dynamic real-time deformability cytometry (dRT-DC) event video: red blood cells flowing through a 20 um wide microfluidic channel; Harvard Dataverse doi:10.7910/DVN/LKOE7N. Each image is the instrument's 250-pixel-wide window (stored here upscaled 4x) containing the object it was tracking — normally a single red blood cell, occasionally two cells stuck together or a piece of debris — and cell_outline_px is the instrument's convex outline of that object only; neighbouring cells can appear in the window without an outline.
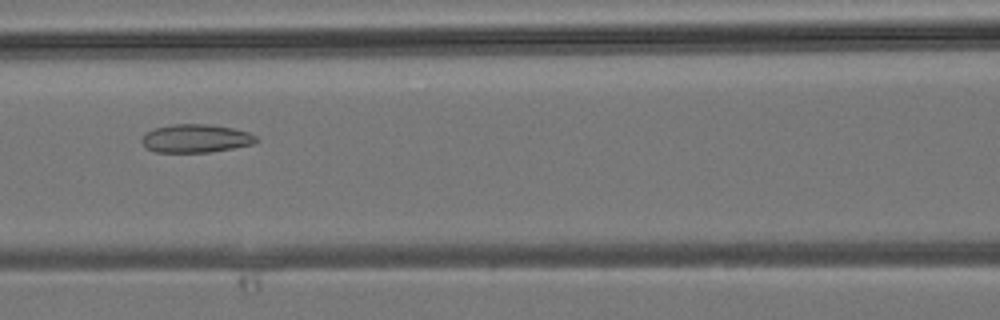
{"species": "common noctule bat (a hibernating species)", "species_latin": "Nyctalus noctula", "temperature_condition": "room temperature", "stored_images_in_passage": 33, "camera_frame_rate_fps": 3000, "um_per_image_px": 0.085, "animal": {"sex": "male", "body_mass_g": 19.2, "forearm_length_mm": 51.8}, "frame": {"image": 1, "passage_image": 12, "time_ms": 3.667, "image_size_px": [1000, 320], "cell_outline_px": [[260, 140], [252, 144], [232, 148], [208, 152], [156, 152], [148, 148], [140, 140], [148, 132], [156, 128], [172, 124], [208, 124], [232, 128], [248, 132], [256, 136]], "centroid_in_image_um": [16.67, 11.76], "position_along_channel_um": 149.9, "area_um2": 18.61}}
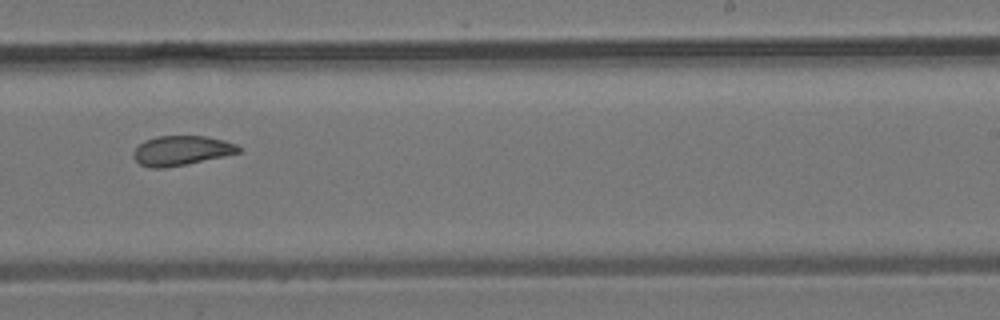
{"frame": {"image": 2, "passage_image": 19, "time_ms": 6.0, "image_size_px": [1000, 320], "cell_outline_px": [[240, 152], [224, 156], [188, 164], [164, 168], [152, 168], [140, 164], [132, 156], [132, 152], [144, 140], [156, 136], [208, 136], [224, 140], [236, 144], [240, 148]], "centroid_in_image_um": [15.41, 12.79], "position_along_channel_um": 273.6, "area_um2": 18.21}}
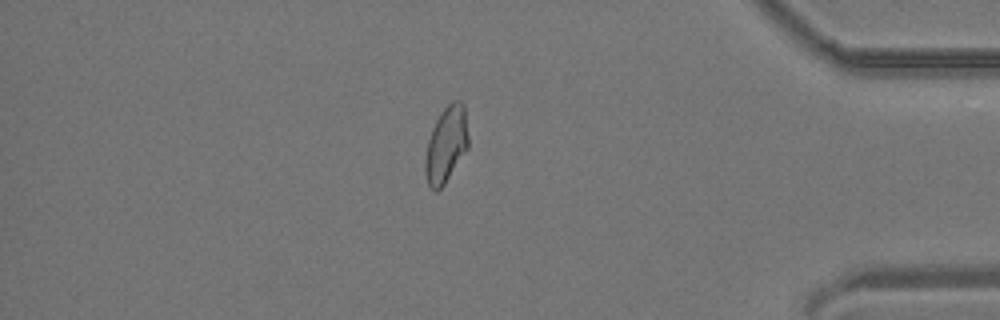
{"frame": {"image": 3, "passage_image": 28, "time_ms": 9.0, "image_size_px": [1000, 320], "cell_outline_px": [[468, 148], [444, 184], [436, 192], [428, 184], [424, 172], [424, 164], [428, 140], [432, 128], [440, 112], [452, 100], [460, 100], [464, 104], [468, 136]], "centroid_in_image_um": [37.92, 12.27], "position_along_channel_um": 397.3, "area_um2": 19.07}}